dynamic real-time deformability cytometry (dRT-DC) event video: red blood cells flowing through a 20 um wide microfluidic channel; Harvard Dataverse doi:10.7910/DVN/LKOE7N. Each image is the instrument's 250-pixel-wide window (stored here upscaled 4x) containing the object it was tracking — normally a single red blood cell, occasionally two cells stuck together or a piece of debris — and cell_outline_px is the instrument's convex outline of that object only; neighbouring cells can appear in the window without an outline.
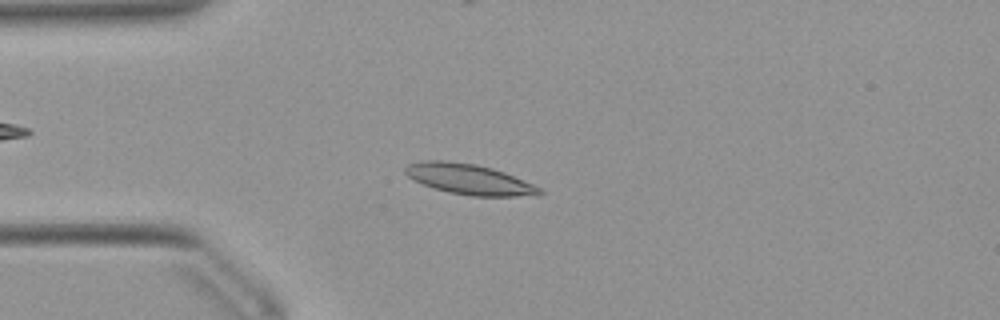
{"species": "Egyptian fruit bat (a non-hibernating species)", "species_latin": "Rousettus aegyptiacus", "temperature_condition": "warm", "stored_images_in_passage": 47, "camera_frame_rate_fps": 3000, "um_per_image_px": 0.085, "animal": {"sex": "female"}, "frame": {"image": 1, "passage_image": 7, "time_ms": 2.0, "image_size_px": [1000, 320], "cell_outline_px": [[544, 192], [540, 196], [472, 196], [448, 192], [432, 188], [412, 180], [404, 172], [404, 168], [408, 164], [420, 160], [448, 160], [476, 164], [492, 168], [504, 172], [532, 184], [540, 188]], "centroid_in_image_um": [39.84, 15.23], "position_along_channel_um": 45.2, "area_um2": 24.1}}
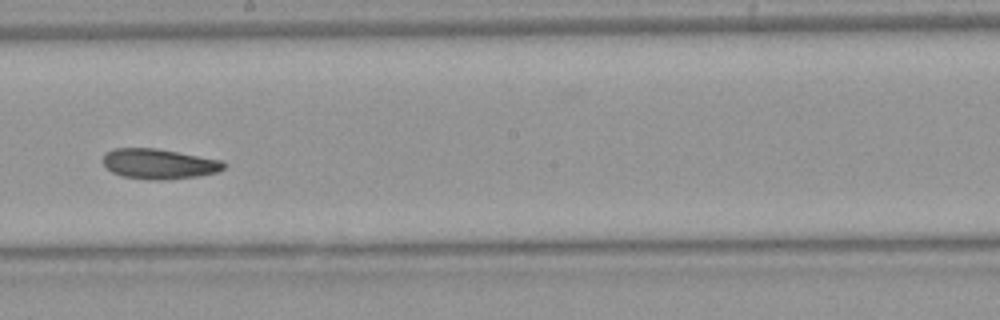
{"frame": {"image": 2, "passage_image": 23, "time_ms": 7.333, "image_size_px": [1000, 320], "cell_outline_px": [[228, 164], [224, 168], [216, 172], [196, 176], [160, 180], [148, 180], [124, 176], [112, 172], [104, 164], [104, 152], [112, 148], [156, 148], [224, 160]], "centroid_in_image_um": [13.53, 13.91], "position_along_channel_um": 234.7, "area_um2": 21.27}}
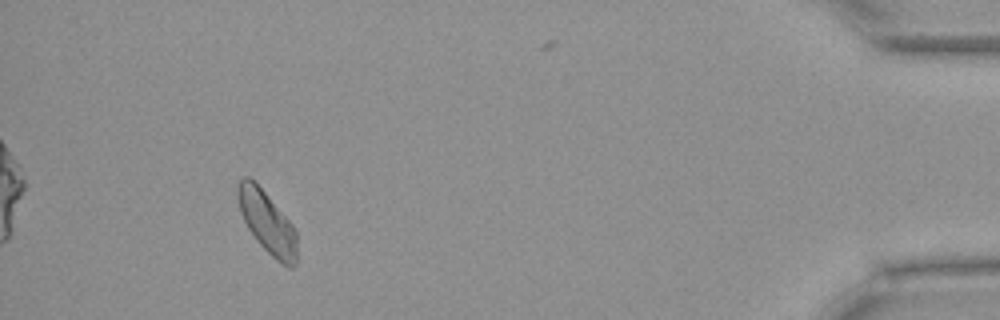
{"frame": {"image": 3, "passage_image": 42, "time_ms": 13.667, "image_size_px": [1000, 320], "cell_outline_px": [[296, 264], [292, 268], [288, 268], [276, 260], [256, 240], [248, 228], [240, 212], [236, 196], [236, 188], [240, 180], [244, 176], [248, 176], [264, 192], [296, 228]], "centroid_in_image_um": [22.7, 18.91], "position_along_channel_um": 412.5, "area_um2": 21.21}, "authors_computed_cell_mechanics": {"area_um2": 21.6172, "velocity_mm_per_s": 3.8785, "shape_relaxation_time_tau1_ms": null, "shape_relaxation_time_tau2_ms": 6.0688, "deformation_change_tau1": null, "deformation_change_tau2": 0.1128}}